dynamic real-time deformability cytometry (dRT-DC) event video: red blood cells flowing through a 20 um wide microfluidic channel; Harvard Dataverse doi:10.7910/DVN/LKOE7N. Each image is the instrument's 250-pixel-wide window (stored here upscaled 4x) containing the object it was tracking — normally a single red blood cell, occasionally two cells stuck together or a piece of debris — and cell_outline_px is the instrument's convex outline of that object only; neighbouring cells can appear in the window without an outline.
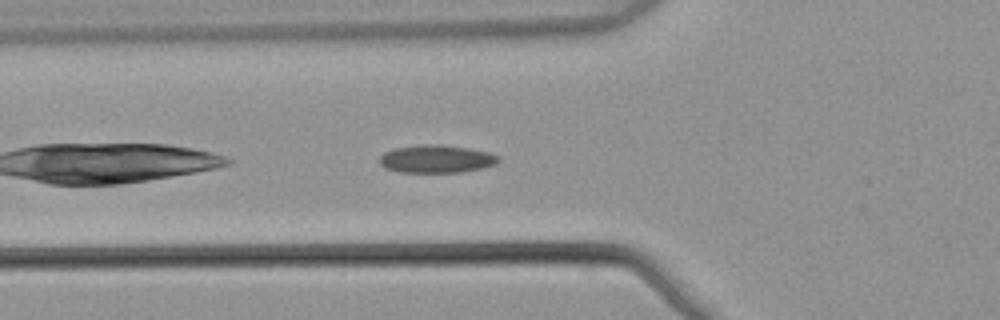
{"species": "common noctule bat (a hibernating species)", "species_latin": "Nyctalus noctula", "temperature_condition": "warm", "stored_images_in_passage": 4, "camera_frame_rate_fps": 3000, "um_per_image_px": 0.085, "animal": {"sex": "male", "body_mass_g": 21.5, "forearm_length_mm": 52.0}, "frame": {"image": 1, "passage_image": 3, "time_ms": 0.667, "image_size_px": [1000, 320], "cell_outline_px": [[500, 160], [496, 164], [484, 168], [464, 172], [400, 172], [384, 168], [380, 164], [380, 156], [384, 152], [392, 148], [424, 144], [436, 144], [468, 148], [488, 152], [500, 156]], "centroid_in_image_um": [37.1, 13.51], "position_along_channel_um": 88.7, "area_um2": 19.48}}